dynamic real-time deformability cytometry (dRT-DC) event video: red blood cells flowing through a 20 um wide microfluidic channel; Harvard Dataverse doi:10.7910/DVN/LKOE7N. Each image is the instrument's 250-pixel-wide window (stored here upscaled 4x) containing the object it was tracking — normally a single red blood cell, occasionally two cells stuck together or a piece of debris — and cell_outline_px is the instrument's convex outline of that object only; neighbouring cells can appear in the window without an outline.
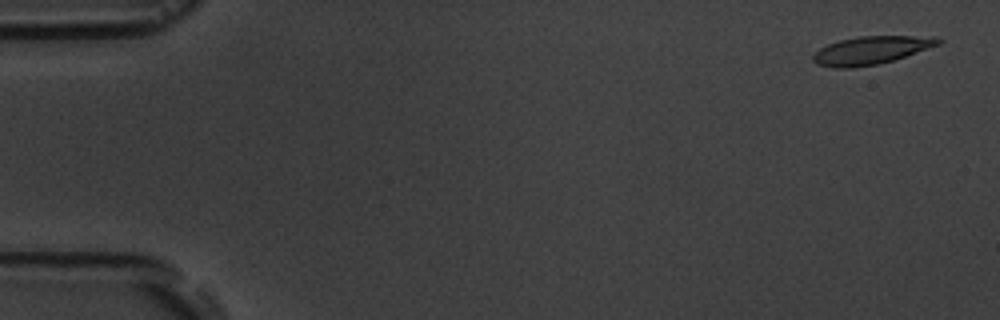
{"species": "common noctule bat (a hibernating species)", "species_latin": "Nyctalus noctula", "temperature_condition": "room temperature", "stored_images_in_passage": 5, "camera_frame_rate_fps": 3000, "um_per_image_px": 0.085, "animal": {"sex": "male", "body_mass_g": 19.5, "forearm_length_mm": 54.6}, "frame": {"image": 1, "passage_image": 1, "time_ms": 0.0, "image_size_px": [1000, 320], "cell_outline_px": [[944, 40], [940, 44], [880, 64], [852, 68], [832, 68], [816, 64], [812, 60], [812, 56], [820, 48], [828, 44], [840, 40], [860, 36], [936, 36]], "centroid_in_image_um": [74.03, 4.27], "position_along_channel_um": 11.0, "area_um2": 20.46}}